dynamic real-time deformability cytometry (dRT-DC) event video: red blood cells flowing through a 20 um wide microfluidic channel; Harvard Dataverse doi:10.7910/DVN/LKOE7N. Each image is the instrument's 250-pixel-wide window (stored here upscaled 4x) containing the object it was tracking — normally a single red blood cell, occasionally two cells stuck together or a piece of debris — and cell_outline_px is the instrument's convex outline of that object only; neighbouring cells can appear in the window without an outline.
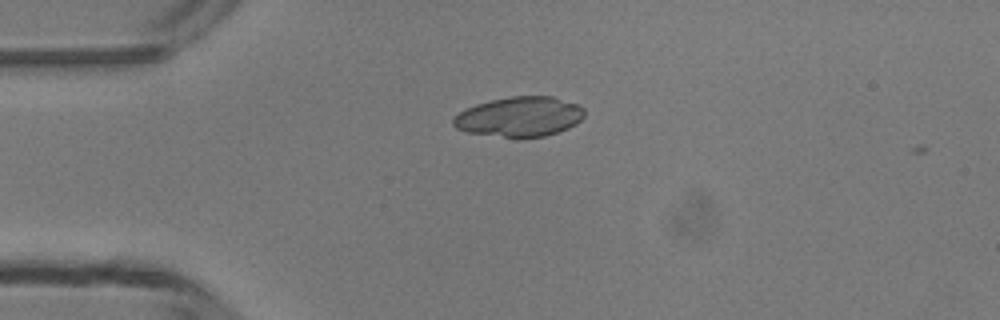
{"species": "common noctule bat (a hibernating species)", "species_latin": "Nyctalus noctula", "temperature_condition": "room temperature", "stored_images_in_passage": 3, "camera_frame_rate_fps": 3000, "um_per_image_px": 0.085, "animal": {"sex": "male", "body_mass_g": 13.3}, "frame": {"image": 1, "passage_image": 2, "time_ms": 0.333, "image_size_px": [1000, 320], "cell_outline_px": [[584, 116], [576, 124], [568, 128], [544, 136], [520, 140], [516, 140], [468, 132], [456, 128], [452, 124], [452, 120], [464, 108], [476, 104], [492, 100], [512, 96], [552, 96], [580, 104], [584, 108]], "centroid_in_image_um": [44.17, 9.95], "position_along_channel_um": 40.8, "area_um2": 31.1}}